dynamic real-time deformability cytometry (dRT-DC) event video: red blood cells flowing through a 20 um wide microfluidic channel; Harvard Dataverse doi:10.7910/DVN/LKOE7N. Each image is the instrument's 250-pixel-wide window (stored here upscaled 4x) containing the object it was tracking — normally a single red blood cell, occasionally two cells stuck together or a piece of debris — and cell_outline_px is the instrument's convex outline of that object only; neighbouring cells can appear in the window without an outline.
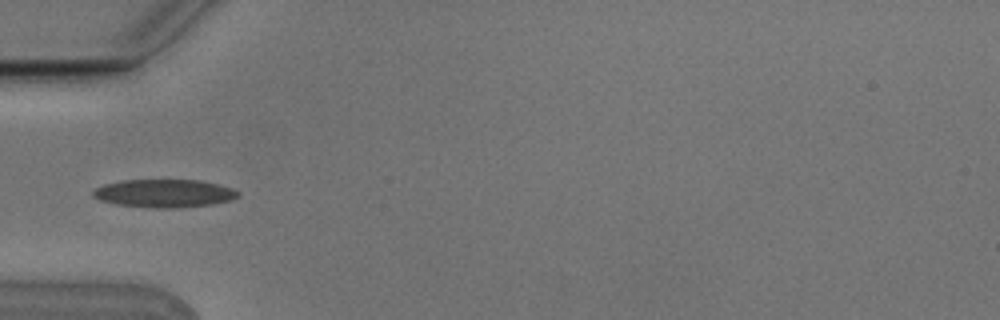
{"species": "Egyptian fruit bat (a non-hibernating species)", "species_latin": "Rousettus aegyptiacus", "temperature_condition": "cold", "stored_images_in_passage": 5, "camera_frame_rate_fps": 3000, "um_per_image_px": 0.085, "animal": {"sex": "male"}, "frame": {"image": 1, "passage_image": 5, "time_ms": 1.333, "image_size_px": [1000, 320], "cell_outline_px": [[240, 196], [232, 200], [212, 204], [180, 208], [152, 208], [116, 204], [100, 200], [92, 196], [92, 192], [96, 188], [104, 184], [124, 180], [200, 180], [220, 184], [232, 188], [240, 192]], "centroid_in_image_um": [14.0, 16.44], "position_along_channel_um": 71.0, "area_um2": 23.93}}